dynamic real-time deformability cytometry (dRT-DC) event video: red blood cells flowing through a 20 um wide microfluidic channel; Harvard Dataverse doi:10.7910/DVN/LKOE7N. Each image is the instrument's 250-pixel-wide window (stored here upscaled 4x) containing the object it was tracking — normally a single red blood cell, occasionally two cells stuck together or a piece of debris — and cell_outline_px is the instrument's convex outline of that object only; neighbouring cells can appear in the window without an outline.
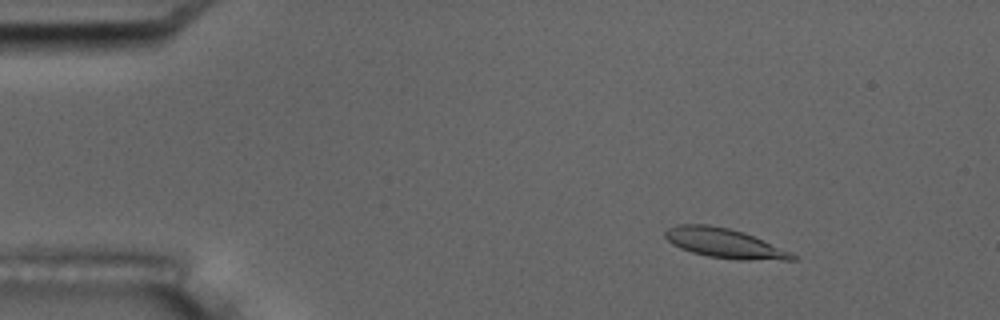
{"species": "common noctule bat (a hibernating species)", "species_latin": "Nyctalus noctula", "temperature_condition": "room temperature", "stored_images_in_passage": 7, "camera_frame_rate_fps": 3000, "um_per_image_px": 0.085, "animal": {"sex": "male", "body_mass_g": 17.5, "forearm_length_mm": 52.3}, "frame": {"image": 1, "passage_image": 3, "time_ms": 2.333, "image_size_px": [1000, 320], "cell_outline_px": [[796, 260], [736, 260], [708, 256], [692, 252], [680, 248], [672, 244], [664, 236], [664, 232], [668, 228], [676, 224], [708, 224], [728, 228], [744, 232], [792, 252], [796, 256]], "centroid_in_image_um": [61.57, 20.67], "position_along_channel_um": 23.4, "area_um2": 22.02}}